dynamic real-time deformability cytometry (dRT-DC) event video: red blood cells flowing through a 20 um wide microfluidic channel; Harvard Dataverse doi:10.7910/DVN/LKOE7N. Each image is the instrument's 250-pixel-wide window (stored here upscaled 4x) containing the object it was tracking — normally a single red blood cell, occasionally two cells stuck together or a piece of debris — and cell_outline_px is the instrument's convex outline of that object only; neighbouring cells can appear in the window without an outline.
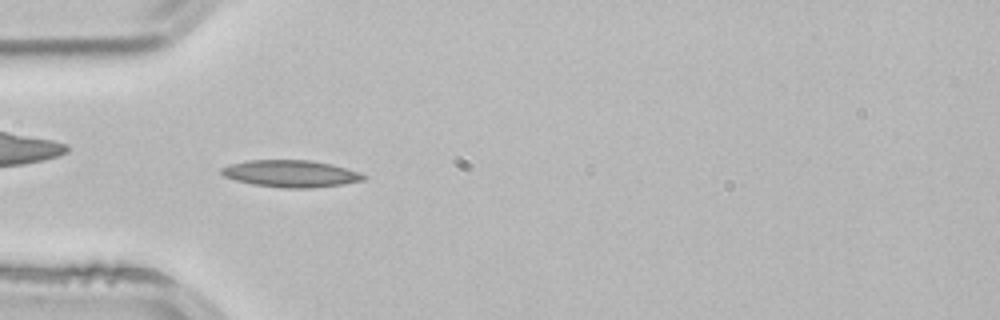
{"species": "common noctule bat (a hibernating species)", "species_latin": "Nyctalus noctula", "temperature_condition": "room temperature", "stored_images_in_passage": 51, "camera_frame_rate_fps": 3000, "um_per_image_px": 0.085, "animal": {"sex": "male", "body_mass_g": 21.5, "forearm_length_mm": 52.0}, "frame": {"image": 1, "passage_image": 15, "time_ms": 4.667, "image_size_px": [1000, 320], "cell_outline_px": [[368, 176], [364, 180], [344, 184], [312, 188], [284, 188], [252, 184], [236, 180], [224, 176], [220, 172], [220, 168], [232, 164], [248, 160], [308, 160], [332, 164], [360, 172]], "centroid_in_image_um": [24.75, 14.76], "position_along_channel_um": 60.3, "area_um2": 22.37}, "authors_computed_cell_mechanics": {"area_um2": 19.941, "velocity_mm_per_s": 3.8789, "shape_relaxation_time_tau1_ms": null, "shape_relaxation_time_tau2_ms": 7.5864, "deformation_change_tau1": null, "deformation_change_tau2": 0.1788}}